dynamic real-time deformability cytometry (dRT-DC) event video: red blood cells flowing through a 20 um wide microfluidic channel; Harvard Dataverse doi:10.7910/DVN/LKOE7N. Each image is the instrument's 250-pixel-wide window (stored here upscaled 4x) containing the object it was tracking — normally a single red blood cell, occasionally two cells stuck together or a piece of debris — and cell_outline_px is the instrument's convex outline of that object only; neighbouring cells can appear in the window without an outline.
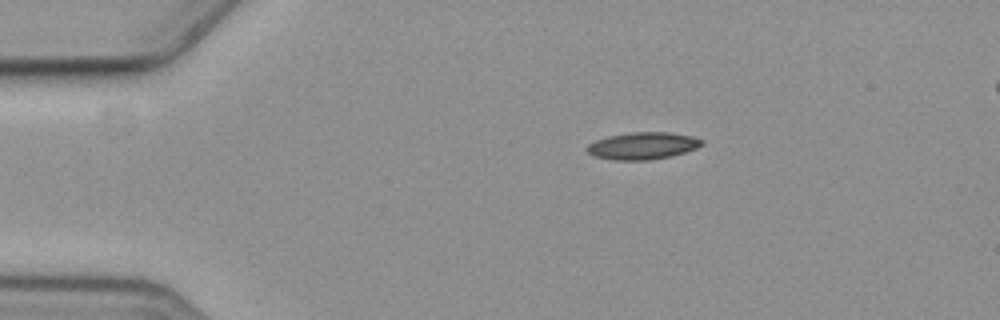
{"species": "common noctule bat (a hibernating species)", "species_latin": "Nyctalus noctula", "temperature_condition": "cold", "stored_images_in_passage": 3, "camera_frame_rate_fps": 3000, "um_per_image_px": 0.085, "animal": {"sex": "female", "body_mass_g": 19.3, "forearm_length_mm": 54.1}, "frame": {"image": 1, "passage_image": 1, "time_ms": 0.0, "image_size_px": [1000, 320], "cell_outline_px": [[704, 144], [696, 148], [672, 156], [648, 160], [616, 160], [592, 156], [584, 148], [588, 144], [596, 140], [608, 136], [632, 132], [668, 132], [692, 136], [704, 140]], "centroid_in_image_um": [54.62, 12.39], "position_along_channel_um": 30.4, "area_um2": 18.21}}
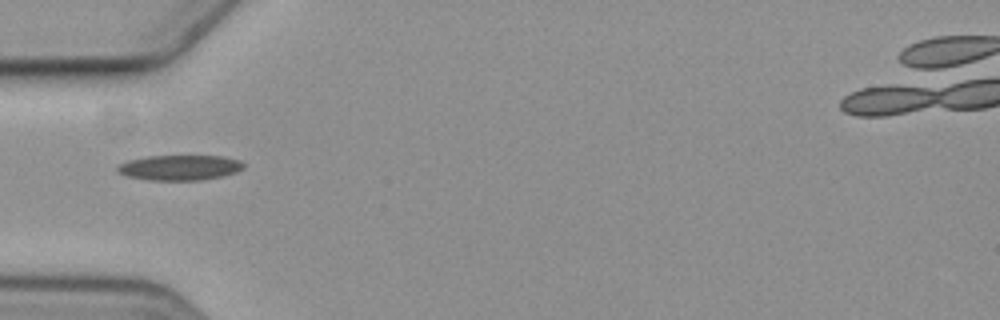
{"frame": {"image": 2, "passage_image": 3, "time_ms": 2.667, "image_size_px": [1000, 320], "cell_outline_px": [[244, 168], [236, 172], [224, 176], [200, 180], [148, 180], [128, 176], [120, 172], [116, 168], [120, 164], [128, 160], [148, 156], [224, 156], [240, 160], [244, 164]], "centroid_in_image_um": [15.32, 14.24], "position_along_channel_um": 69.7, "area_um2": 18.5}}